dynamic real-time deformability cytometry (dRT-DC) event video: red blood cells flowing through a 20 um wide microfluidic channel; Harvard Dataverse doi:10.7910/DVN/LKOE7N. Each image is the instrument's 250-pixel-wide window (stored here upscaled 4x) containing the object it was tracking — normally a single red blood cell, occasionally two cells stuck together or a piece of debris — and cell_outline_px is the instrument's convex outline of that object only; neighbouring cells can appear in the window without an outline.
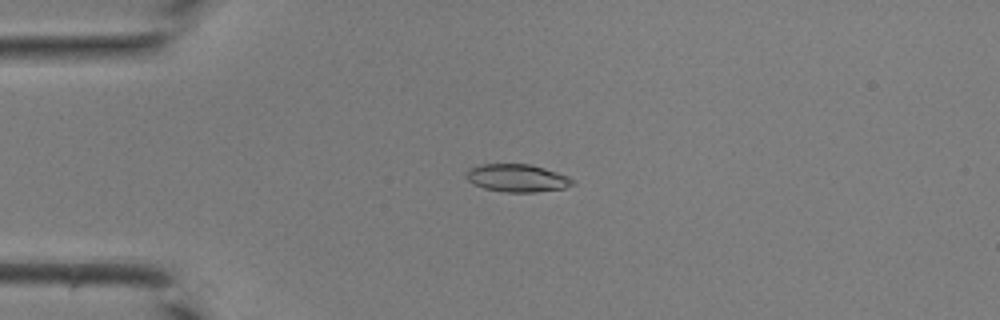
{"species": "common noctule bat (a hibernating species)", "species_latin": "Nyctalus noctula", "temperature_condition": "room temperature", "stored_images_in_passage": 42, "camera_frame_rate_fps": 3000, "um_per_image_px": 0.085, "animal": {"sex": "male", "body_mass_g": 19.0, "forearm_length_mm": 50.8}, "frame": {"image": 1, "passage_image": 10, "time_ms": 3.0, "image_size_px": [1000, 320], "cell_outline_px": [[576, 184], [564, 188], [536, 192], [504, 192], [484, 188], [468, 180], [468, 168], [480, 164], [532, 164], [568, 176]], "centroid_in_image_um": [43.99, 15.13], "position_along_channel_um": 41.0, "area_um2": 17.05}}
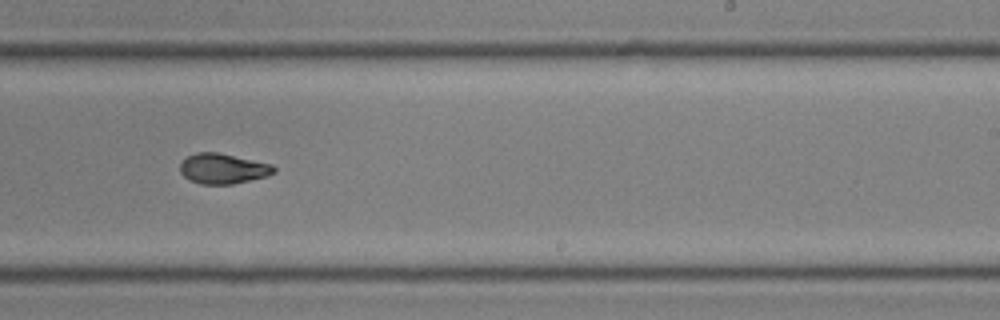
{"frame": {"image": 2, "passage_image": 26, "time_ms": 8.333, "image_size_px": [1000, 320], "cell_outline_px": [[276, 172], [268, 176], [232, 184], [200, 184], [184, 176], [180, 172], [180, 164], [188, 156], [196, 152], [220, 152], [272, 164], [276, 168]], "centroid_in_image_um": [18.98, 14.32], "position_along_channel_um": 270.0, "area_um2": 16.59}}
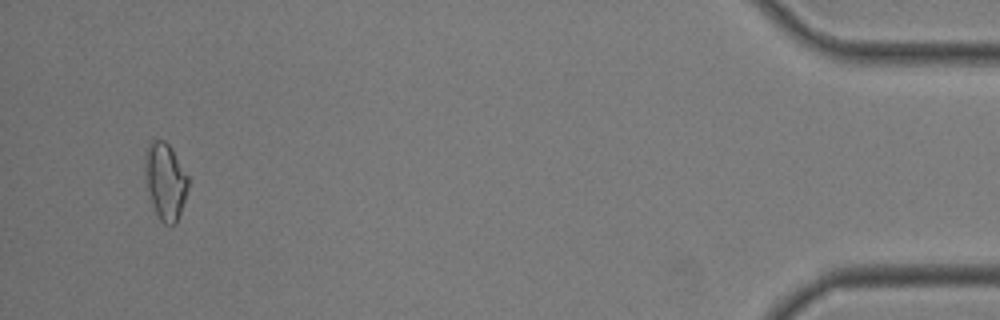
{"frame": {"image": 3, "passage_image": 40, "time_ms": 13.0, "image_size_px": [1000, 320], "cell_outline_px": [[188, 188], [176, 224], [164, 224], [160, 220], [152, 204], [144, 180], [144, 156], [148, 144], [152, 140], [164, 140], [168, 144], [188, 176]], "centroid_in_image_um": [14.01, 15.39], "position_along_channel_um": 421.2, "area_um2": 19.25}}